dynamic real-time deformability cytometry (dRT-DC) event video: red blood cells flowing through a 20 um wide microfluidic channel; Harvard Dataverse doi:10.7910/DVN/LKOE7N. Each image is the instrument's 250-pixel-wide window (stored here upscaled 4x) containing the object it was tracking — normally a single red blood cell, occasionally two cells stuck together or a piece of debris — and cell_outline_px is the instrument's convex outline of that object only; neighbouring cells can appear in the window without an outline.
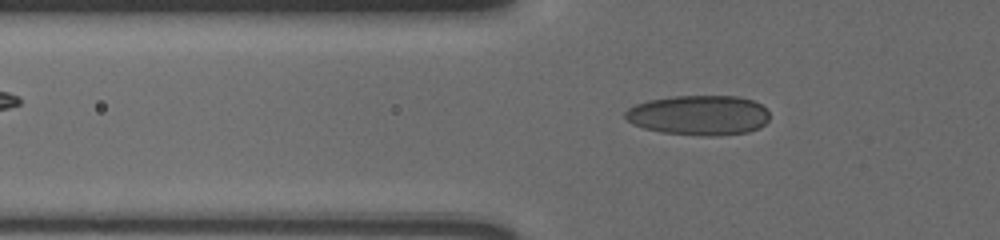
{"species": "human", "species_latin": "Homo sapiens", "temperature_condition": "cold", "stored_images_in_passage": 44, "camera_frame_rate_fps": 3000, "um_per_image_px": 0.085, "donor": {"sex": "male"}, "frame": {"image": 1, "passage_image": 7, "time_ms": 2.0, "image_size_px": [1000, 240], "cell_outline_px": [[768, 120], [760, 128], [748, 132], [712, 136], [704, 136], [664, 132], [644, 128], [632, 124], [624, 116], [624, 112], [628, 108], [636, 104], [648, 100], [672, 96], [736, 96], [752, 100], [760, 104], [768, 112]], "centroid_in_image_um": [59.39, 9.79], "position_along_channel_um": 66.4, "area_um2": 33.52}}
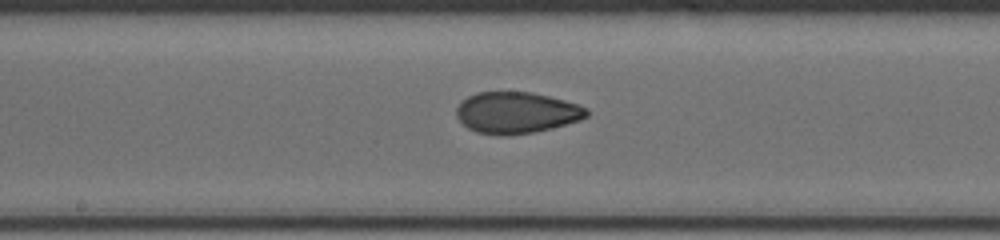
{"frame": {"image": 2, "passage_image": 19, "time_ms": 6.0, "image_size_px": [1000, 240], "cell_outline_px": [[588, 116], [580, 120], [552, 128], [532, 132], [504, 136], [476, 132], [468, 128], [456, 116], [456, 108], [460, 100], [476, 92], [532, 92], [580, 104], [588, 108]], "centroid_in_image_um": [43.89, 9.57], "position_along_channel_um": 204.3, "area_um2": 31.56}}
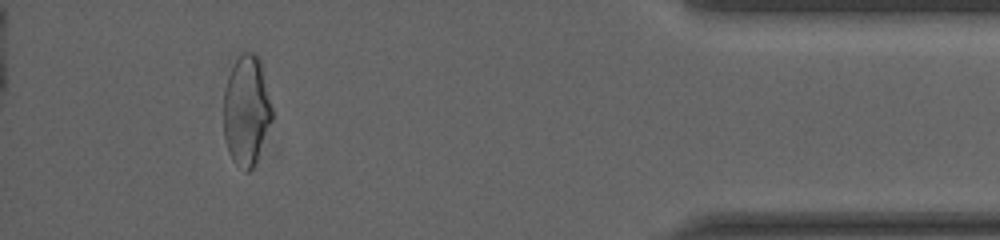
{"frame": {"image": 3, "passage_image": 40, "time_ms": 13.0, "image_size_px": [1000, 240], "cell_outline_px": [[272, 120], [256, 160], [252, 168], [248, 172], [244, 172], [232, 160], [224, 136], [224, 88], [228, 76], [236, 60], [244, 52], [252, 52], [260, 60], [272, 108]], "centroid_in_image_um": [20.94, 9.41], "position_along_channel_um": 414.3, "area_um2": 30.69}, "authors_computed_cell_mechanics": {"area_um2": 31.6744, "velocity_mm_per_s": 3.6217, "shape_relaxation_time_tau1_ms": null, "shape_relaxation_time_tau2_ms": 1.4404, "deformation_change_tau1": null, "deformation_change_tau2": 0.0628}}